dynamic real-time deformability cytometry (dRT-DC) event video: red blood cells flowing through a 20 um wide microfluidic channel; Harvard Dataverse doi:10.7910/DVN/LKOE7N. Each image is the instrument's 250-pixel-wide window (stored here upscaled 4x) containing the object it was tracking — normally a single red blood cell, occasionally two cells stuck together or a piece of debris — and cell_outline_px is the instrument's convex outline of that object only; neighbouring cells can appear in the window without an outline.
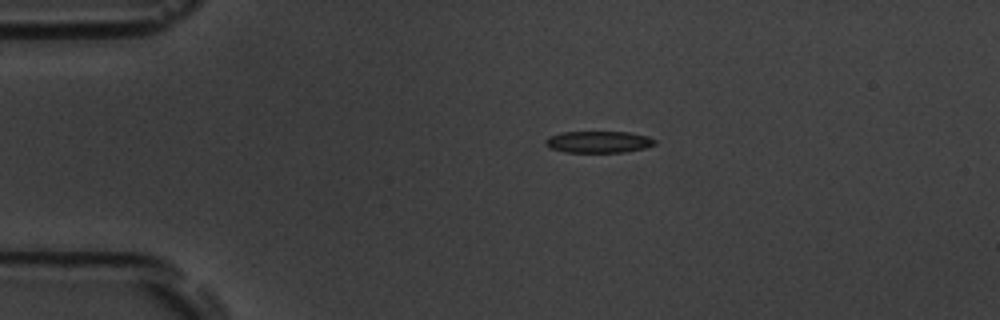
{"species": "common noctule bat (a hibernating species)", "species_latin": "Nyctalus noctula", "temperature_condition": "room temperature", "stored_images_in_passage": 46, "camera_frame_rate_fps": 3000, "um_per_image_px": 0.085, "animal": {"sex": "male", "body_mass_g": 19.5, "forearm_length_mm": 54.6}, "frame": {"image": 1, "passage_image": 1, "time_ms": 0.0, "image_size_px": [1000, 320], "cell_outline_px": [[656, 144], [644, 148], [624, 152], [564, 152], [552, 148], [544, 144], [544, 140], [548, 136], [560, 132], [628, 132], [648, 136], [656, 140]], "centroid_in_image_um": [50.85, 12.06], "position_along_channel_um": 34.1, "area_um2": 13.87}}
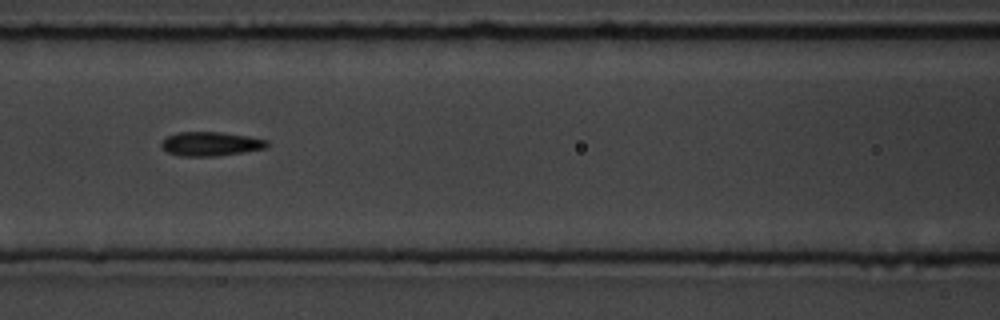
{"frame": {"image": 2, "passage_image": 14, "time_ms": 4.333, "image_size_px": [1000, 320], "cell_outline_px": [[268, 148], [244, 152], [216, 156], [180, 156], [168, 152], [160, 148], [160, 144], [168, 136], [176, 132], [220, 132], [248, 136], [268, 140]], "centroid_in_image_um": [17.91, 12.23], "position_along_channel_um": 148.7, "area_um2": 14.91}}
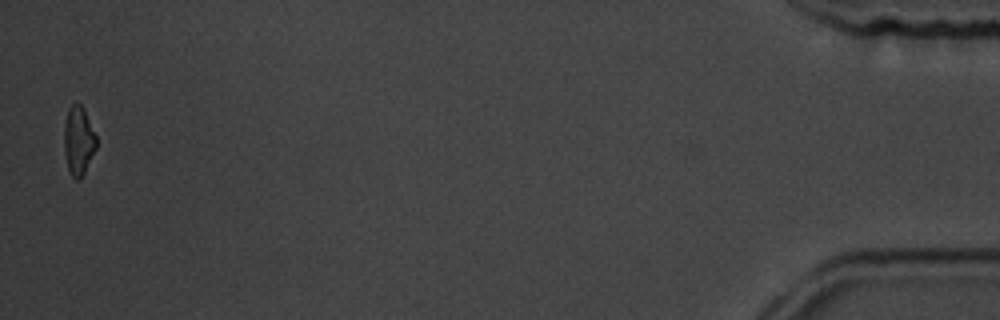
{"frame": {"image": 3, "passage_image": 45, "time_ms": 14.667, "image_size_px": [1000, 320], "cell_outline_px": [[96, 148], [80, 180], [76, 180], [72, 176], [68, 168], [64, 152], [64, 124], [68, 108], [76, 100], [84, 108], [96, 136]], "centroid_in_image_um": [6.66, 11.92], "position_along_channel_um": 428.5, "area_um2": 12.95}, "authors_computed_cell_mechanics": {"area_um2": 14.3055, "velocity_mm_per_s": 3.6276, "shape_relaxation_time_tau1_ms": null, "shape_relaxation_time_tau2_ms": 4.5411, "deformation_change_tau1": null, "deformation_change_tau2": 0.1193}}